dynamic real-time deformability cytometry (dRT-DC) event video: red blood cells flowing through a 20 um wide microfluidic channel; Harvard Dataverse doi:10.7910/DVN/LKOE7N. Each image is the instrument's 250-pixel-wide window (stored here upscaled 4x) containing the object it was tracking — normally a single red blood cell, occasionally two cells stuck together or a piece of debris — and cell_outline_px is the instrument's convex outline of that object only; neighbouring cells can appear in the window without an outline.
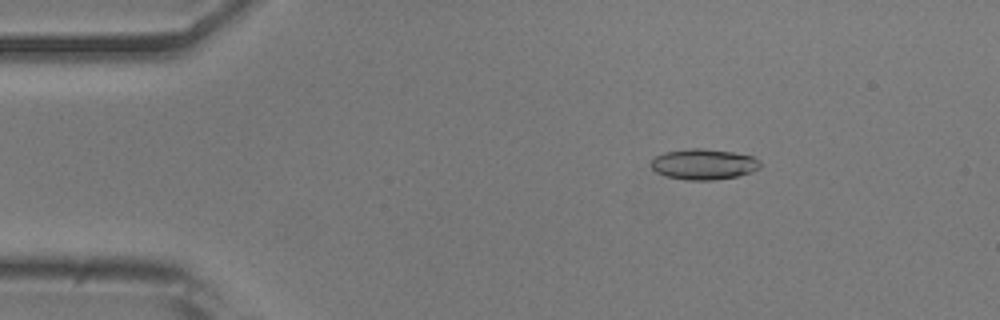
{"species": "common noctule bat (a hibernating species)", "species_latin": "Nyctalus noctula", "temperature_condition": "room temperature", "stored_images_in_passage": 53, "segment_of_instrument_passage": [1, 2], "camera_frame_rate_fps": 3000, "um_per_image_px": 0.085, "animal": {"sex": "male", "body_mass_g": 20.5, "forearm_length_mm": 52.5}, "frame": {"image": 1, "passage_image": 8, "time_ms": 2.333, "image_size_px": [1000, 320], "cell_outline_px": [[760, 168], [752, 172], [736, 176], [712, 180], [684, 180], [664, 176], [656, 172], [652, 168], [652, 160], [656, 156], [664, 152], [688, 148], [704, 148], [732, 152], [752, 156], [760, 160]], "centroid_in_image_um": [59.8, 13.96], "position_along_channel_um": 25.2, "area_um2": 19.59}}
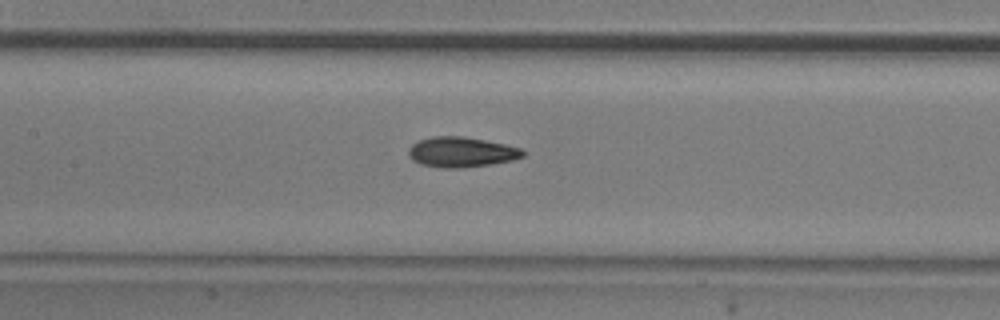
{"frame": {"image": 2, "passage_image": 24, "time_ms": 7.667, "image_size_px": [1000, 320], "cell_outline_px": [[524, 156], [512, 160], [492, 164], [464, 168], [444, 168], [420, 164], [412, 160], [408, 156], [408, 148], [412, 144], [420, 140], [432, 136], [464, 136], [504, 144], [520, 148], [524, 152]], "centroid_in_image_um": [39.18, 12.93], "position_along_channel_um": 168.2, "area_um2": 20.17}}
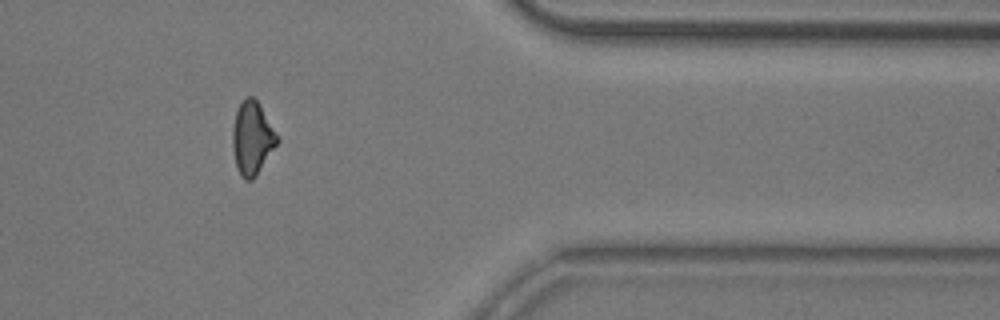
{"frame": {"image": 3, "passage_image": 43, "time_ms": 14.0, "image_size_px": [1000, 320], "cell_outline_px": [[280, 140], [256, 176], [252, 180], [244, 180], [240, 176], [236, 168], [232, 148], [232, 128], [236, 112], [244, 96], [252, 96], [256, 100], [280, 136]], "centroid_in_image_um": [21.44, 11.76], "position_along_channel_um": 390.0, "area_um2": 19.31}}